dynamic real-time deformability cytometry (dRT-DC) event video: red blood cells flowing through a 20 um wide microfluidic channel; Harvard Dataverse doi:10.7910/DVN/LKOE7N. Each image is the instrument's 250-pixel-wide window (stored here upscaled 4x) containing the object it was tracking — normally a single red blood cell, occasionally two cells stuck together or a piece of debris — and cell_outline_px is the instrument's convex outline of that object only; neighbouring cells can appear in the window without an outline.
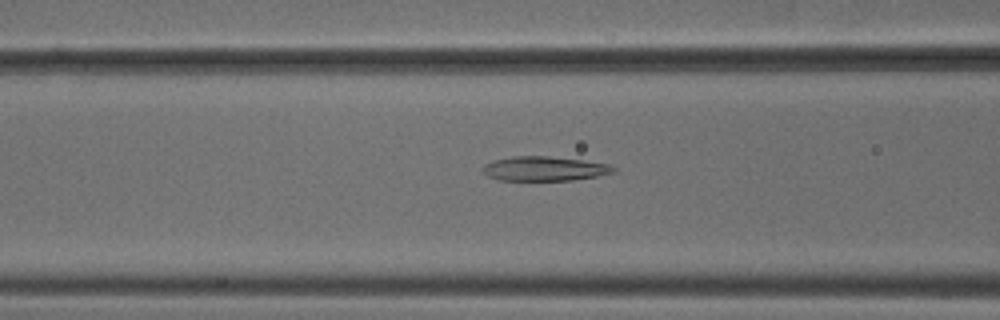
{"species": "common noctule bat (a hibernating species)", "species_latin": "Nyctalus noctula", "temperature_condition": "cold", "stored_images_in_passage": 49, "camera_frame_rate_fps": 3000, "um_per_image_px": 0.085, "animal": {"sex": "male", "body_mass_g": 18.8}, "frame": {"image": 1, "passage_image": 21, "time_ms": 6.667, "image_size_px": [1000, 320], "cell_outline_px": [[616, 172], [596, 176], [572, 180], [496, 180], [488, 176], [480, 168], [484, 164], [496, 160], [512, 156], [548, 156], [584, 160], [612, 164], [616, 168]], "centroid_in_image_um": [46.3, 14.33], "position_along_channel_um": 120.3, "area_um2": 18.73}}
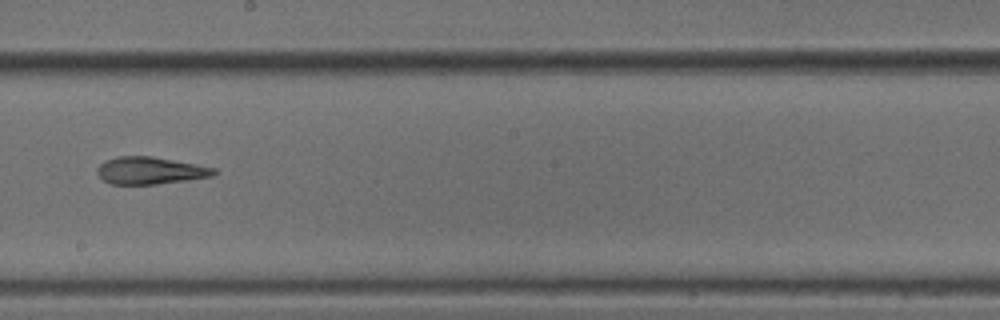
{"frame": {"image": 2, "passage_image": 30, "time_ms": 9.667, "image_size_px": [1000, 320], "cell_outline_px": [[216, 172], [212, 176], [188, 180], [156, 184], [112, 184], [104, 180], [96, 172], [96, 168], [100, 164], [116, 156], [152, 156], [196, 164], [216, 168]], "centroid_in_image_um": [12.77, 14.49], "position_along_channel_um": 235.4, "area_um2": 18.44}}
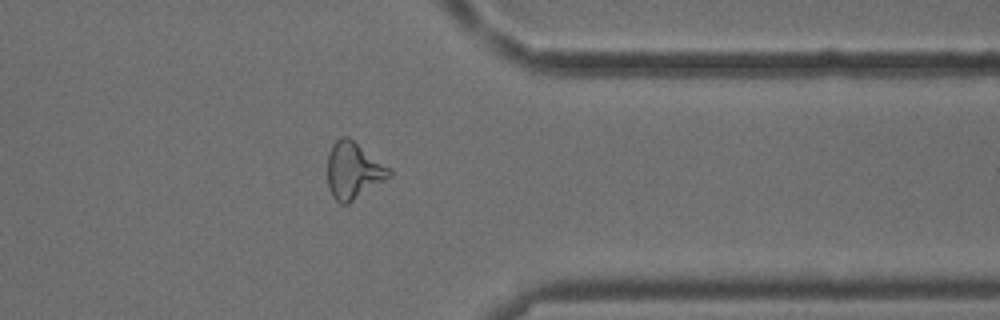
{"frame": {"image": 3, "passage_image": 42, "time_ms": 13.667, "image_size_px": [1000, 320], "cell_outline_px": [[392, 176], [348, 204], [340, 204], [332, 196], [328, 188], [328, 152], [332, 144], [340, 136], [348, 136], [392, 168]], "centroid_in_image_um": [30.06, 14.49], "position_along_channel_um": 381.3, "area_um2": 20.75}, "authors_computed_cell_mechanics": {"area_um2": 19.7098, "velocity_mm_per_s": 3.8288, "shape_relaxation_time_tau1_ms": null, "shape_relaxation_time_tau2_ms": 3.5478, "deformation_change_tau1": null, "deformation_change_tau2": 0.1358}}